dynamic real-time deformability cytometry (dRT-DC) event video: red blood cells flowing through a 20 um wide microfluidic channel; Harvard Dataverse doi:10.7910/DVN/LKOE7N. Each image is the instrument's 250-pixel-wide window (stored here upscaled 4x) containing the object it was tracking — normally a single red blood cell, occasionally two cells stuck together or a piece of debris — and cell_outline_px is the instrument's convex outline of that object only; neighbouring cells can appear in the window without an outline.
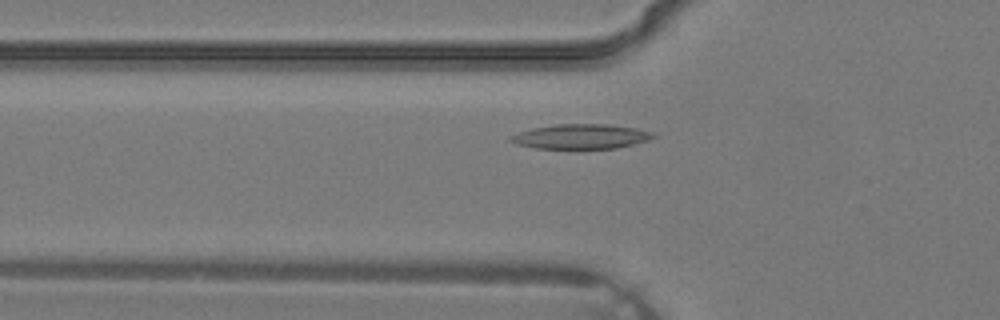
{"species": "common noctule bat (a hibernating species)", "species_latin": "Nyctalus noctula", "temperature_condition": "warm", "stored_images_in_passage": 2, "camera_frame_rate_fps": 3000, "um_per_image_px": 0.085, "animal": {"sex": "male", "body_mass_g": 19.2, "forearm_length_mm": 51.8}, "frame": {"image": 1, "passage_image": 2, "time_ms": 0.333, "image_size_px": [1000, 320], "cell_outline_px": [[656, 136], [648, 140], [616, 148], [536, 148], [516, 144], [508, 140], [508, 136], [532, 128], [556, 124], [608, 124], [636, 128], [652, 132]], "centroid_in_image_um": [49.35, 11.59], "position_along_channel_um": 76.5, "area_um2": 20.4}}